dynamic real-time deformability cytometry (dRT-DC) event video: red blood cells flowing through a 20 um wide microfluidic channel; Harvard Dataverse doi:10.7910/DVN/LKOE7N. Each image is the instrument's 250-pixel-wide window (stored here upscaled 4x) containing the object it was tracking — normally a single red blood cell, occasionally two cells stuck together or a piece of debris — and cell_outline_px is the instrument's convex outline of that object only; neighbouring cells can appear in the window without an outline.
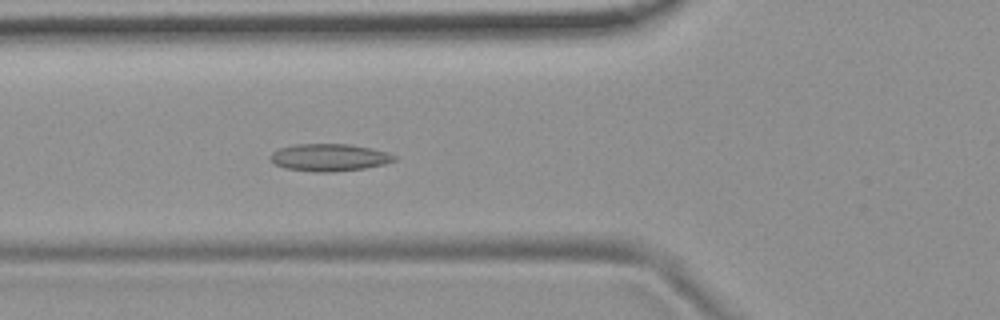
{"species": "common noctule bat (a hibernating species)", "species_latin": "Nyctalus noctula", "temperature_condition": "room temperature", "stored_images_in_passage": 54, "camera_frame_rate_fps": 3000, "um_per_image_px": 0.085, "animal": {"sex": "female", "body_mass_g": 19.9}, "frame": {"image": 1, "passage_image": 20, "time_ms": 6.333, "image_size_px": [1000, 320], "cell_outline_px": [[396, 160], [384, 164], [364, 168], [332, 172], [312, 172], [284, 168], [276, 164], [272, 160], [272, 152], [280, 148], [296, 144], [348, 144], [388, 152], [396, 156]], "centroid_in_image_um": [28.0, 13.39], "position_along_channel_um": 97.8, "area_um2": 19.54}}
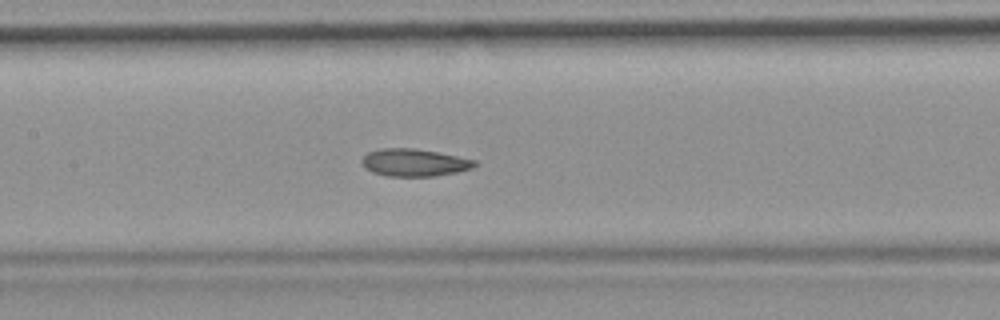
{"frame": {"image": 2, "passage_image": 26, "time_ms": 8.333, "image_size_px": [1000, 320], "cell_outline_px": [[480, 164], [472, 168], [456, 172], [436, 176], [388, 176], [372, 172], [364, 168], [360, 160], [368, 152], [380, 148], [416, 148], [476, 160]], "centroid_in_image_um": [35.2, 13.82], "position_along_channel_um": 172.2, "area_um2": 18.15}}
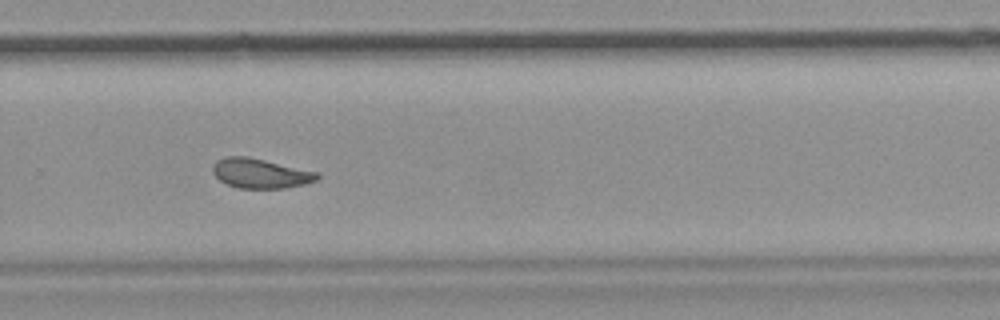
{"frame": {"image": 3, "passage_image": 37, "time_ms": 12.0, "image_size_px": [1000, 320], "cell_outline_px": [[320, 176], [316, 180], [304, 184], [284, 188], [240, 188], [228, 184], [220, 180], [212, 172], [212, 168], [216, 160], [224, 156], [248, 156], [320, 172]], "centroid_in_image_um": [22.15, 14.72], "position_along_channel_um": 307.7, "area_um2": 18.15}, "authors_computed_cell_mechanics": {"area_um2": 19.074, "velocity_mm_per_s": 3.7073, "shape_relaxation_time_tau1_ms": 6.0194, "shape_relaxation_time_tau2_ms": 2.7794, "deformation_change_tau1": 0.1416, "deformation_change_tau2": 0.0857}}